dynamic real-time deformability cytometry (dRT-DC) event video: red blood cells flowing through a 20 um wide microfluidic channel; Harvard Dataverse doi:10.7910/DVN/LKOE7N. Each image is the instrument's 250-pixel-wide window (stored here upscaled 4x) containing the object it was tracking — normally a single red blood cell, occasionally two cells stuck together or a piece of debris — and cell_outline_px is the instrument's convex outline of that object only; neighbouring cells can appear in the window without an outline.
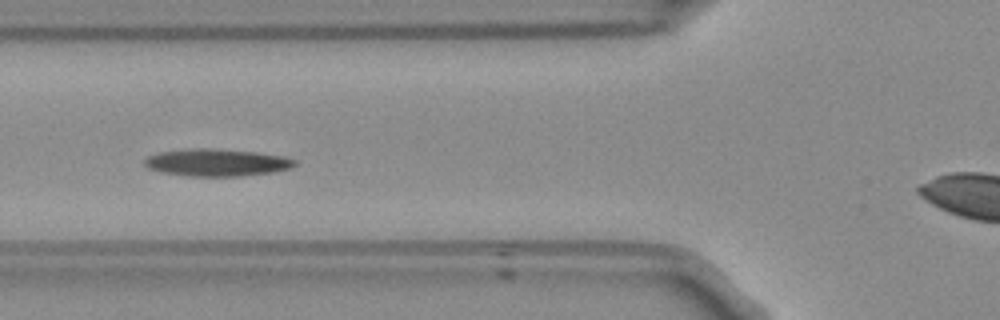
{"species": "Egyptian fruit bat (a non-hibernating species)", "species_latin": "Rousettus aegyptiacus", "temperature_condition": "room temperature", "stored_images_in_passage": 22, "camera_frame_rate_fps": 3000, "um_per_image_px": 0.085, "frame": {"image": 1, "passage_image": 4, "time_ms": 1.0, "image_size_px": [1000, 320], "cell_outline_px": [[296, 164], [292, 168], [272, 172], [240, 176], [188, 176], [160, 172], [148, 168], [144, 164], [144, 160], [148, 156], [160, 152], [196, 148], [208, 148], [256, 152], [288, 156], [296, 160]], "centroid_in_image_um": [18.46, 13.81], "position_along_channel_um": 107.3, "area_um2": 23.93}}
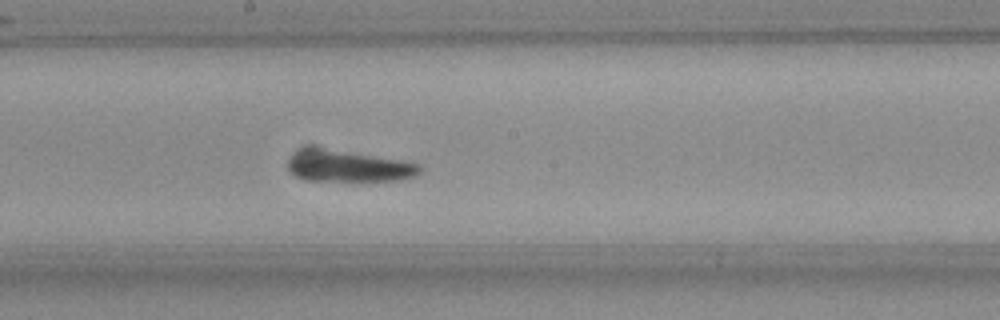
{"frame": {"image": 2, "passage_image": 13, "time_ms": 4.0, "image_size_px": [1000, 320], "cell_outline_px": [[424, 168], [416, 176], [400, 180], [304, 180], [288, 172], [284, 164], [288, 156], [304, 148], [316, 148], [400, 160], [420, 164]], "centroid_in_image_um": [29.54, 14.14], "position_along_channel_um": 218.7, "area_um2": 23.87}}